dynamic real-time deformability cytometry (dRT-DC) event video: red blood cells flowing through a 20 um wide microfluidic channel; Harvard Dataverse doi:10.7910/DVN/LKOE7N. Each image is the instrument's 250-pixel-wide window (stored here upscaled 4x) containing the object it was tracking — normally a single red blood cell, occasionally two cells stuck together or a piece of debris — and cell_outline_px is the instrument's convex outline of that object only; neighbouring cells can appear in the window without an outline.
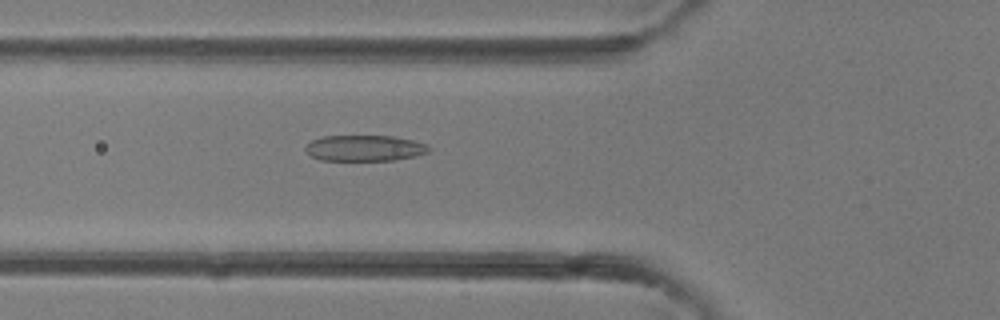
{"species": "common noctule bat (a hibernating species)", "species_latin": "Nyctalus noctula", "temperature_condition": "room temperature", "stored_images_in_passage": 41, "camera_frame_rate_fps": 3000, "um_per_image_px": 0.085, "animal": {"sex": "female"}, "frame": {"image": 1, "passage_image": 15, "time_ms": 4.667, "image_size_px": [1000, 320], "cell_outline_px": [[432, 148], [428, 152], [416, 156], [392, 160], [320, 160], [312, 156], [304, 148], [312, 140], [324, 136], [392, 136], [412, 140], [428, 144]], "centroid_in_image_um": [31.03, 12.59], "position_along_channel_um": 94.8, "area_um2": 18.55}}
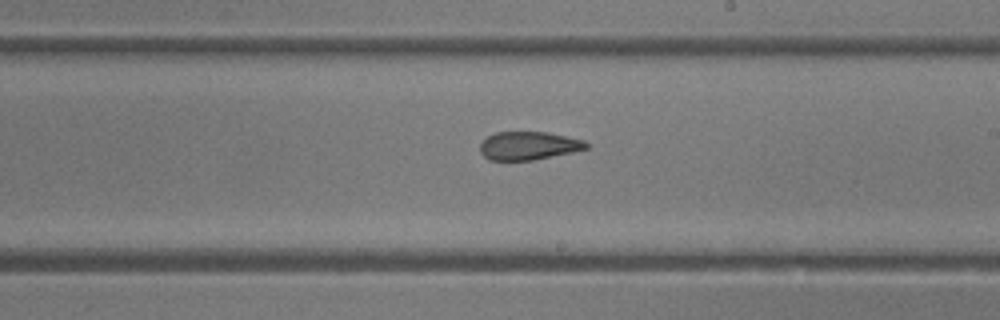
{"frame": {"image": 2, "passage_image": 24, "time_ms": 7.667, "image_size_px": [1000, 320], "cell_outline_px": [[588, 148], [572, 152], [532, 160], [488, 160], [480, 152], [480, 144], [488, 136], [496, 132], [548, 132], [584, 140], [588, 144]], "centroid_in_image_um": [44.92, 12.38], "position_along_channel_um": 244.1, "area_um2": 17.4}}
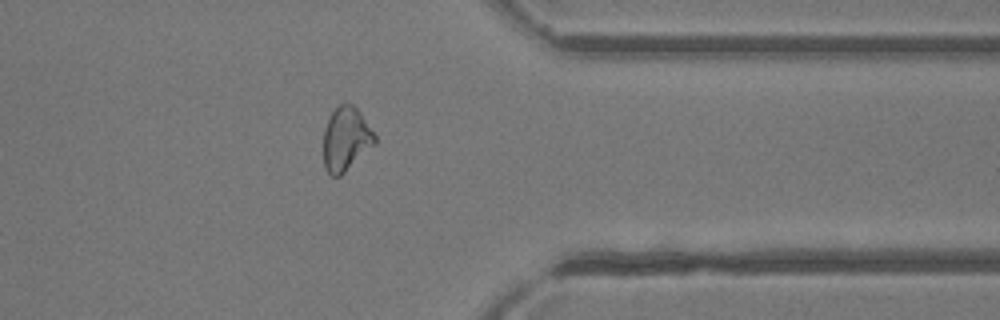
{"frame": {"image": 3, "passage_image": 33, "time_ms": 10.667, "image_size_px": [1000, 320], "cell_outline_px": [[376, 144], [340, 176], [332, 176], [324, 168], [324, 128], [332, 112], [340, 104], [352, 104], [360, 112], [376, 136]], "centroid_in_image_um": [29.41, 11.83], "position_along_channel_um": 382.0, "area_um2": 18.96}}